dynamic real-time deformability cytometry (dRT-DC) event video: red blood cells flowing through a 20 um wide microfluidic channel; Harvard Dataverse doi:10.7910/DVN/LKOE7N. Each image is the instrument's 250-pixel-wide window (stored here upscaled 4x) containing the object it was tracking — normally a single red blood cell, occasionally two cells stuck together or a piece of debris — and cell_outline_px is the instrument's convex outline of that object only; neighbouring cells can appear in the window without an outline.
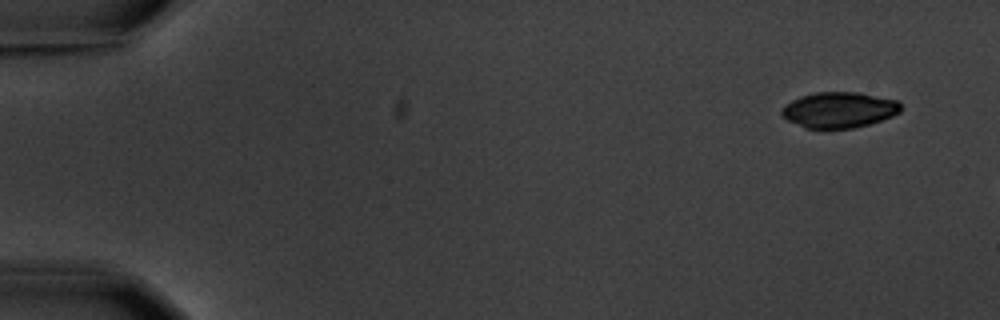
{"species": "common noctule bat (a hibernating species)", "species_latin": "Nyctalus noctula", "temperature_condition": "warm", "stored_images_in_passage": 3, "camera_frame_rate_fps": 3000, "um_per_image_px": 0.085, "animal": {"sex": "male", "body_mass_g": 20.1, "forearm_length_mm": 53.5}, "frame": {"image": 1, "passage_image": 1, "time_ms": 0.0, "image_size_px": [1000, 320], "cell_outline_px": [[900, 112], [892, 116], [868, 124], [852, 128], [804, 128], [780, 116], [780, 112], [784, 104], [800, 96], [816, 92], [856, 92], [900, 100]], "centroid_in_image_um": [71.29, 9.33], "position_along_channel_um": 13.7, "area_um2": 24.85}}